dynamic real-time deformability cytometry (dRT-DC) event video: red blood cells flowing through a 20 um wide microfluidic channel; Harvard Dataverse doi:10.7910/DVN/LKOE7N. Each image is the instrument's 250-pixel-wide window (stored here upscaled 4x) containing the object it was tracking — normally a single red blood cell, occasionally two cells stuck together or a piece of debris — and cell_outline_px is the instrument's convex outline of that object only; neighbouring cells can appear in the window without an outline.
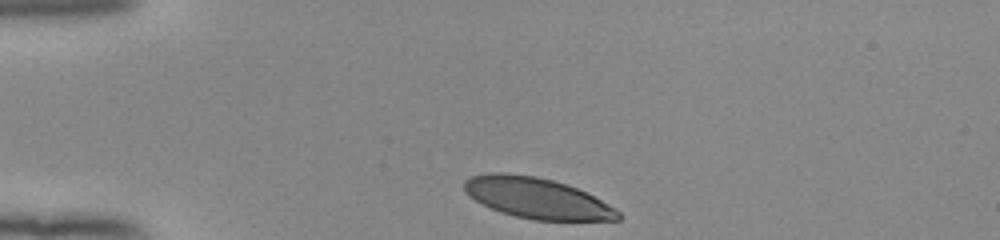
{"species": "human", "species_latin": "Homo sapiens", "temperature_condition": "room temperature", "stored_images_in_passage": 32, "camera_frame_rate_fps": 3000, "um_per_image_px": 0.085, "donor": {"sex": "female"}, "frame": {"image": 1, "passage_image": 1, "time_ms": 0.0, "image_size_px": [1000, 240], "cell_outline_px": [[624, 216], [620, 220], [532, 220], [500, 212], [468, 196], [464, 192], [464, 180], [468, 176], [488, 172], [504, 172], [536, 176], [568, 184], [616, 208]], "centroid_in_image_um": [45.61, 16.83], "position_along_channel_um": 39.4, "area_um2": 36.65}}
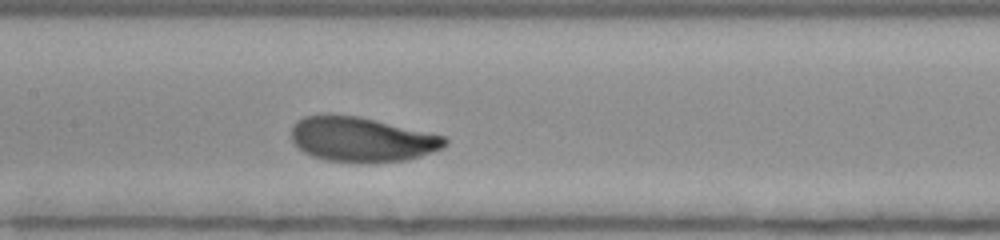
{"frame": {"image": 2, "passage_image": 15, "time_ms": 4.667, "image_size_px": [1000, 240], "cell_outline_px": [[448, 144], [440, 148], [420, 156], [408, 160], [368, 164], [360, 164], [328, 160], [312, 156], [304, 152], [292, 140], [292, 124], [296, 120], [304, 116], [324, 112], [360, 116], [444, 136], [448, 140]], "centroid_in_image_um": [30.7, 11.84], "position_along_channel_um": 176.7, "area_um2": 40.75}}
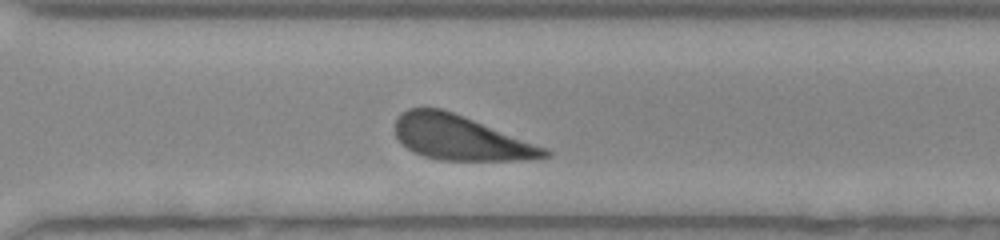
{"frame": {"image": 3, "passage_image": 27, "time_ms": 8.667, "image_size_px": [1000, 240], "cell_outline_px": [[552, 156], [536, 160], [440, 160], [424, 156], [412, 152], [396, 136], [396, 120], [408, 108], [440, 108], [464, 116], [548, 148], [552, 152]], "centroid_in_image_um": [39.22, 11.73], "position_along_channel_um": 331.4, "area_um2": 38.78}, "authors_computed_cell_mechanics": {"area_um2": 40.0554, "velocity_mm_per_s": 3.8697, "shape_relaxation_time_tau1_ms": 2.6084, "shape_relaxation_time_tau2_ms": null, "deformation_change_tau1": 0.1693, "deformation_change_tau2": null}}